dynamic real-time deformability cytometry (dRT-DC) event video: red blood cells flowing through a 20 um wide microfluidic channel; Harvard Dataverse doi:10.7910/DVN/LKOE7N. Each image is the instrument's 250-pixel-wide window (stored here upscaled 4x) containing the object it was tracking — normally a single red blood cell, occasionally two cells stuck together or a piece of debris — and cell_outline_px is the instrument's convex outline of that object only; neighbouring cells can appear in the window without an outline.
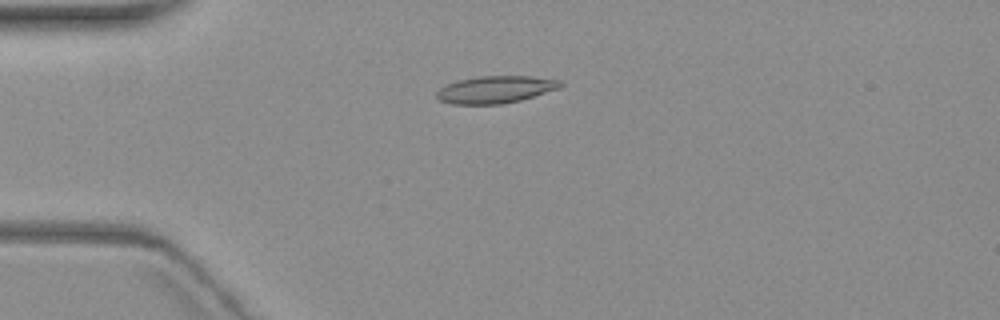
{"species": "common noctule bat (a hibernating species)", "species_latin": "Nyctalus noctula", "temperature_condition": "warm", "stored_images_in_passage": 4, "camera_frame_rate_fps": 3000, "um_per_image_px": 0.085, "animal": {"sex": "female", "body_mass_g": 19.3, "forearm_length_mm": 54.1}, "frame": {"image": 1, "passage_image": 4, "time_ms": 4.333, "image_size_px": [1000, 320], "cell_outline_px": [[564, 84], [560, 88], [520, 100], [500, 104], [452, 104], [440, 100], [436, 96], [436, 92], [440, 88], [448, 84], [460, 80], [480, 76], [528, 76], [560, 80]], "centroid_in_image_um": [42.13, 7.61], "position_along_channel_um": 42.9, "area_um2": 19.42}}